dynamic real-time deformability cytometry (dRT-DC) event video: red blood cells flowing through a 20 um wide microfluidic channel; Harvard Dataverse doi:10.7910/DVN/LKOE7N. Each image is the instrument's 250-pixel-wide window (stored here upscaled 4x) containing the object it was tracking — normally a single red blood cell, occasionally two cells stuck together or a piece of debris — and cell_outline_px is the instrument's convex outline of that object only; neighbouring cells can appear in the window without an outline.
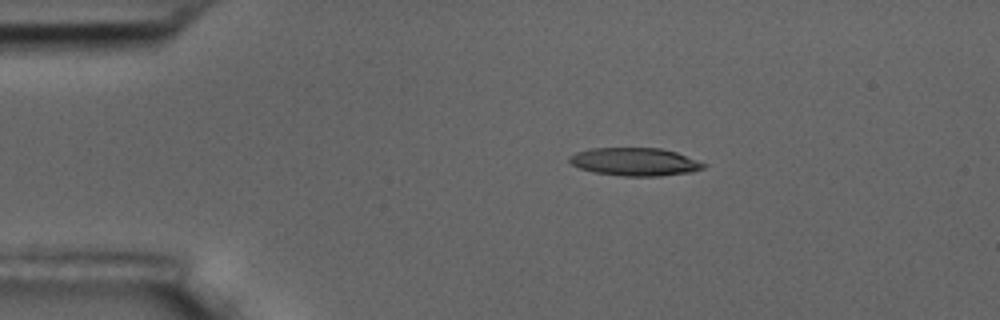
{"species": "common noctule bat (a hibernating species)", "species_latin": "Nyctalus noctula", "temperature_condition": "room temperature", "stored_images_in_passage": 4, "camera_frame_rate_fps": 3000, "um_per_image_px": 0.085, "animal": {"sex": "male", "body_mass_g": 17.5, "forearm_length_mm": 52.3}, "frame": {"image": 1, "passage_image": 1, "time_ms": 0.0, "image_size_px": [1000, 320], "cell_outline_px": [[708, 164], [704, 168], [692, 172], [660, 176], [624, 176], [592, 172], [580, 168], [572, 164], [568, 160], [568, 156], [576, 152], [592, 148], [660, 148], [676, 152]], "centroid_in_image_um": [53.97, 13.75], "position_along_channel_um": 31.0, "area_um2": 21.96}}
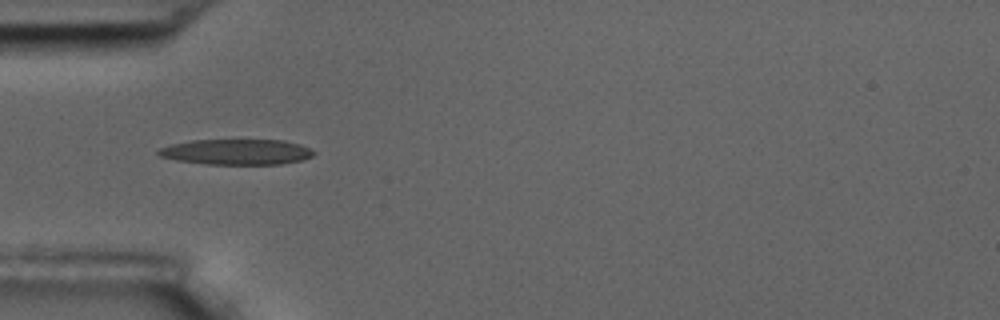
{"frame": {"image": 2, "passage_image": 3, "time_ms": 2.333, "image_size_px": [1000, 320], "cell_outline_px": [[316, 152], [312, 156], [304, 160], [280, 164], [208, 164], [176, 160], [160, 156], [156, 152], [160, 148], [172, 144], [192, 140], [284, 140], [300, 144]], "centroid_in_image_um": [20.13, 12.91], "position_along_channel_um": 64.9, "area_um2": 23.06}}